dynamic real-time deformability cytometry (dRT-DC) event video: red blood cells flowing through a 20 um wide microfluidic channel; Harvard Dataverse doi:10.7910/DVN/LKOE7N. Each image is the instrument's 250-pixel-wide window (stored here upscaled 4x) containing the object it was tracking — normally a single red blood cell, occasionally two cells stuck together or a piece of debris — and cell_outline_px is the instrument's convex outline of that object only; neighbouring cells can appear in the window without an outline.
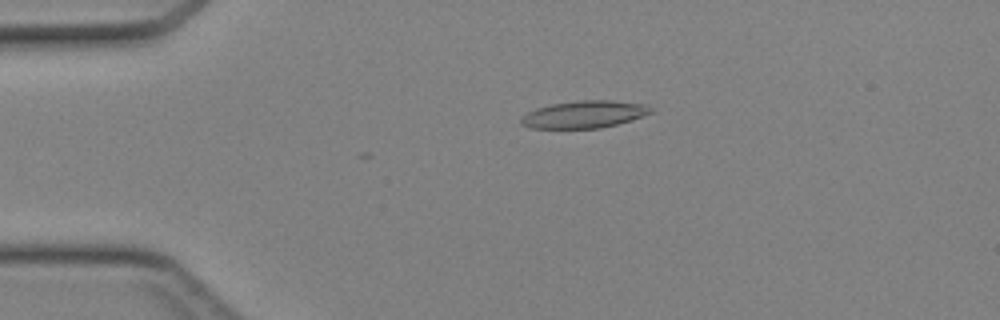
{"species": "Egyptian fruit bat (a non-hibernating species)", "species_latin": "Rousettus aegyptiacus", "temperature_condition": "cold", "stored_images_in_passage": 46, "camera_frame_rate_fps": 3000, "um_per_image_px": 0.085, "animal": {"sex": "female"}, "frame": {"image": 1, "passage_image": 10, "time_ms": 3.0, "image_size_px": [1000, 320], "cell_outline_px": [[652, 112], [632, 120], [600, 128], [532, 128], [520, 124], [520, 120], [528, 112], [536, 108], [552, 104], [576, 100], [612, 100], [648, 104], [652, 108]], "centroid_in_image_um": [49.69, 9.71], "position_along_channel_um": 35.3, "area_um2": 20.63}}
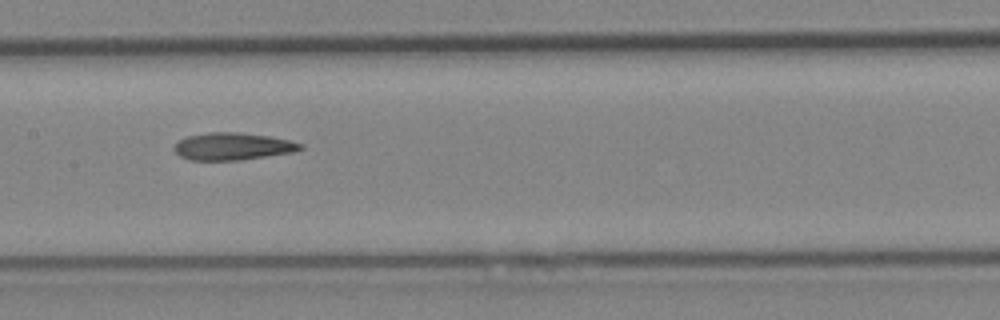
{"frame": {"image": 2, "passage_image": 23, "time_ms": 7.333, "image_size_px": [1000, 320], "cell_outline_px": [[304, 148], [296, 152], [240, 160], [188, 160], [180, 156], [172, 148], [180, 140], [188, 136], [208, 132], [236, 132], [268, 136], [288, 140], [304, 144]], "centroid_in_image_um": [19.8, 12.45], "position_along_channel_um": 187.6, "area_um2": 20.11}}
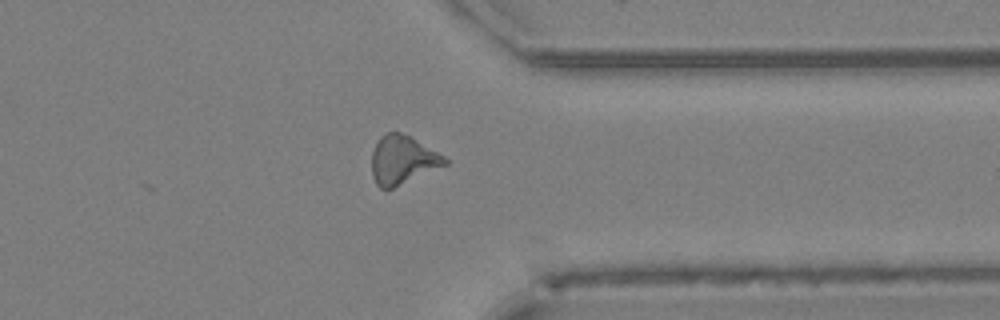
{"frame": {"image": 3, "passage_image": 36, "time_ms": 11.667, "image_size_px": [1000, 320], "cell_outline_px": [[448, 164], [392, 188], [380, 188], [376, 184], [372, 176], [372, 152], [376, 140], [380, 136], [388, 132], [400, 132], [412, 136], [444, 156], [448, 160]], "centroid_in_image_um": [34.2, 13.57], "position_along_channel_um": 377.2, "area_um2": 20.75}}